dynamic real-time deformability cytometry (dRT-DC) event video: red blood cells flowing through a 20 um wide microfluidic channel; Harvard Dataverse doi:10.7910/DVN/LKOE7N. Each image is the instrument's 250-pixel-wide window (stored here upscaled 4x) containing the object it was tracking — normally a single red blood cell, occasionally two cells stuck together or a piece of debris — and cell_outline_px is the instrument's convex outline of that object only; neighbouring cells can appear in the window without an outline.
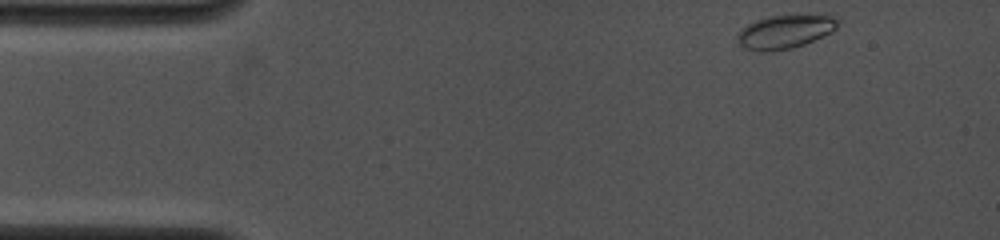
{"species": "common noctule bat (a hibernating species)", "species_latin": "Nyctalus noctula", "temperature_condition": "cold", "stored_images_in_passage": 41, "camera_frame_rate_fps": 4000, "um_per_image_px": 0.085, "animal": {"sex": "female", "body_mass_g": 19.0, "forearm_length_mm": 53.3}, "frame": {"image": 1, "passage_image": 1, "time_ms": 0.0, "image_size_px": [1000, 240], "cell_outline_px": [[840, 20], [836, 28], [832, 32], [804, 44], [792, 48], [772, 52], [760, 52], [744, 48], [740, 44], [740, 32], [748, 24], [756, 20], [772, 16], [832, 16]], "centroid_in_image_um": [66.75, 2.72], "position_along_channel_um": 18.3, "area_um2": 19.13}}
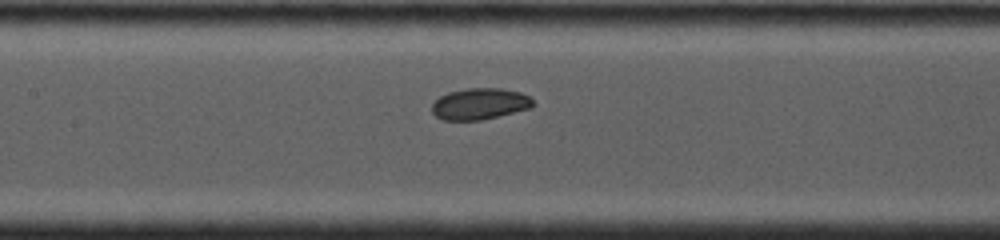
{"frame": {"image": 2, "passage_image": 19, "time_ms": 5.75, "image_size_px": [1000, 240], "cell_outline_px": [[536, 104], [532, 108], [480, 120], [444, 120], [436, 116], [432, 112], [432, 104], [440, 96], [448, 92], [464, 88], [500, 88], [520, 92], [532, 96]], "centroid_in_image_um": [40.83, 8.81], "position_along_channel_um": 166.6, "area_um2": 18.67}}
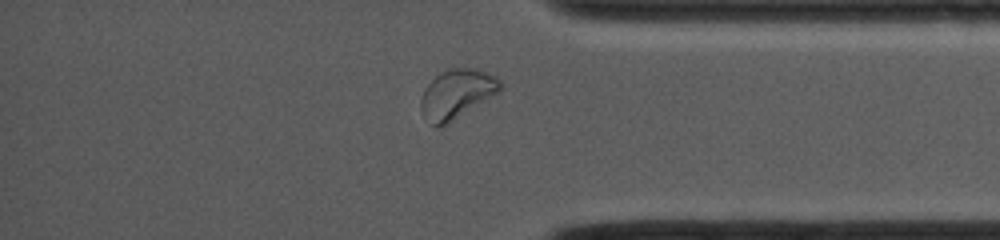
{"frame": {"image": 3, "passage_image": 36, "time_ms": 11.5, "image_size_px": [1000, 240], "cell_outline_px": [[504, 88], [500, 92], [444, 128], [436, 128], [432, 124], [420, 108], [420, 100], [424, 88], [436, 76], [448, 68], [468, 68], [488, 72], [496, 76], [504, 84]], "centroid_in_image_um": [38.87, 8.02], "position_along_channel_um": 396.3, "area_um2": 23.29}, "authors_computed_cell_mechanics": {"area_um2": 18.9006, "velocity_mm_per_s": 4.0316, "shape_relaxation_time_tau1_ms": 1.5787, "shape_relaxation_time_tau2_ms": null, "deformation_change_tau1": 0.0577, "deformation_change_tau2": null}}